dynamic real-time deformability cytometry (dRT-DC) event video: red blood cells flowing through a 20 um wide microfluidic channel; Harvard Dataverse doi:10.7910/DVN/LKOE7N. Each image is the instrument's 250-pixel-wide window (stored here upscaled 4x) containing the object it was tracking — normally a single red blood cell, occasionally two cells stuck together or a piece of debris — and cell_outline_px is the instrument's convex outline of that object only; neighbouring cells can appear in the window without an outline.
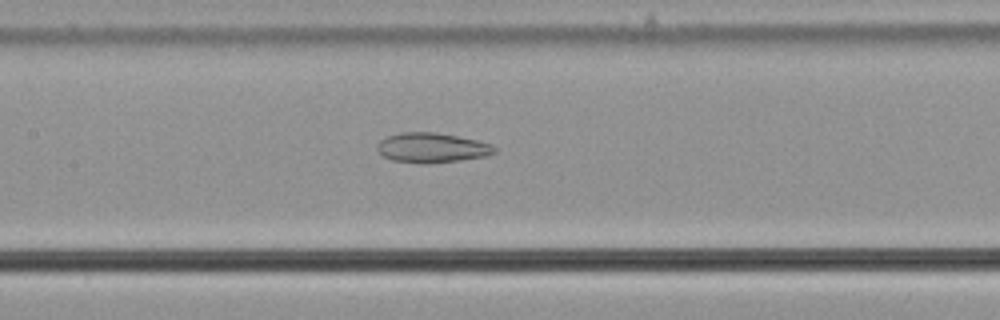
{"species": "common noctule bat (a hibernating species)", "species_latin": "Nyctalus noctula", "temperature_condition": "cold", "stored_images_in_passage": 38, "camera_frame_rate_fps": 3000, "um_per_image_px": 0.085, "animal": {"sex": "male", "body_mass_g": 21.5, "forearm_length_mm": 52.0}, "frame": {"image": 1, "passage_image": 9, "time_ms": 2.667, "image_size_px": [1000, 320], "cell_outline_px": [[496, 152], [488, 156], [460, 160], [428, 164], [420, 164], [392, 160], [384, 156], [376, 148], [380, 140], [388, 136], [400, 132], [436, 132], [476, 140], [492, 144], [496, 148]], "centroid_in_image_um": [36.72, 12.56], "position_along_channel_um": 170.7, "area_um2": 20.46}}
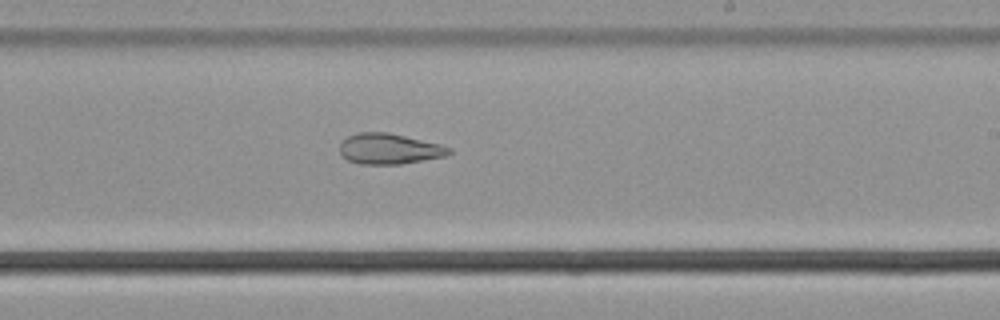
{"frame": {"image": 2, "passage_image": 16, "time_ms": 5.0, "image_size_px": [1000, 320], "cell_outline_px": [[452, 152], [448, 156], [400, 164], [360, 164], [348, 160], [340, 152], [340, 144], [348, 136], [356, 132], [388, 132], [440, 144], [452, 148]], "centroid_in_image_um": [33.12, 12.65], "position_along_channel_um": 255.9, "area_um2": 19.54}}
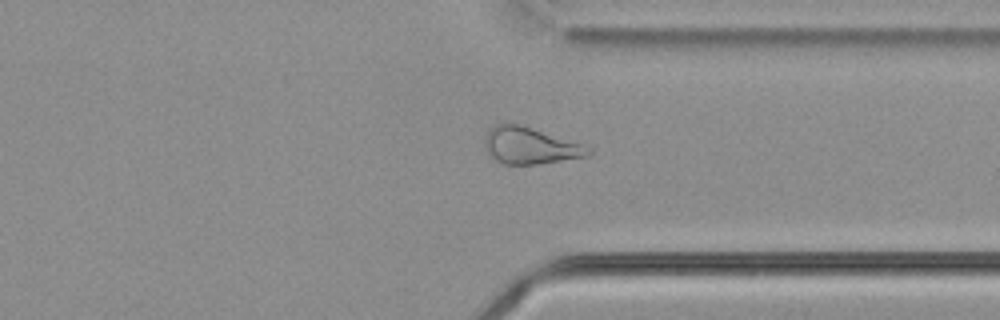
{"frame": {"image": 3, "passage_image": 25, "time_ms": 8.0, "image_size_px": [1000, 320], "cell_outline_px": [[592, 152], [588, 156], [540, 164], [504, 164], [488, 156], [484, 144], [484, 140], [488, 132], [496, 124], [520, 124], [592, 148]], "centroid_in_image_um": [45.04, 12.4], "position_along_channel_um": 366.4, "area_um2": 21.85}}